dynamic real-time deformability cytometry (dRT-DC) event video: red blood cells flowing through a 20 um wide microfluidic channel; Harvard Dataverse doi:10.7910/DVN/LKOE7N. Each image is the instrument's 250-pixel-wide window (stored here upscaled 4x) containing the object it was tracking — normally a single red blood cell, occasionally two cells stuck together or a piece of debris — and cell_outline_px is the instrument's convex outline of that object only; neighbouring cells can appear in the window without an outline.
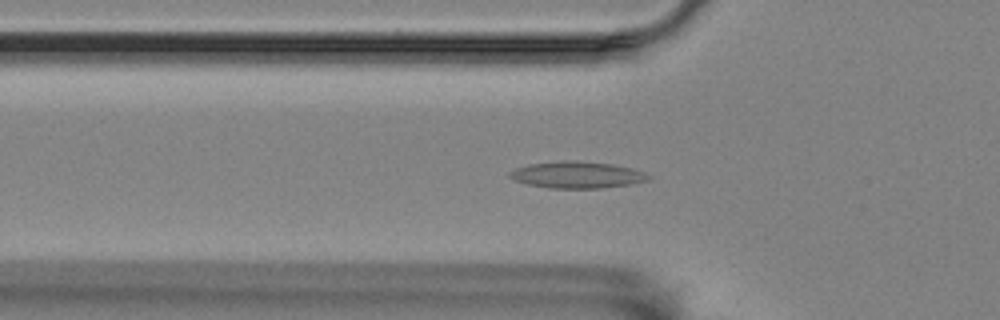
{"species": "Egyptian fruit bat (a non-hibernating species)", "species_latin": "Rousettus aegyptiacus", "temperature_condition": "room temperature", "stored_images_in_passage": 55, "camera_frame_rate_fps": 3000, "um_per_image_px": 0.085, "animal": {"sex": "female"}, "frame": {"image": 1, "passage_image": 18, "time_ms": 5.667, "image_size_px": [1000, 320], "cell_outline_px": [[652, 180], [628, 184], [600, 188], [548, 188], [528, 184], [516, 180], [508, 176], [508, 172], [516, 168], [528, 164], [564, 160], [576, 160], [612, 164], [632, 168], [644, 172], [652, 176]], "centroid_in_image_um": [49.07, 14.85], "position_along_channel_um": 76.7, "area_um2": 21.62}}
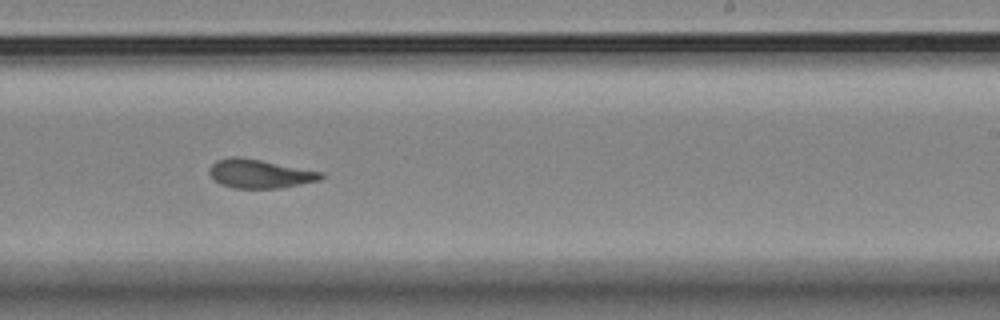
{"frame": {"image": 2, "passage_image": 34, "time_ms": 11.0, "image_size_px": [1000, 320], "cell_outline_px": [[324, 176], [320, 180], [280, 188], [236, 188], [220, 184], [208, 172], [208, 168], [216, 160], [232, 156], [240, 156], [324, 172]], "centroid_in_image_um": [22.08, 14.75], "position_along_channel_um": 266.9, "area_um2": 18.73}}
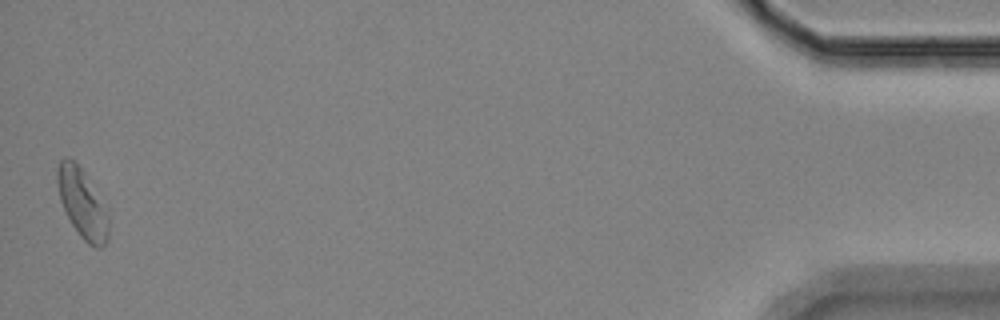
{"frame": {"image": 3, "passage_image": 55, "time_ms": 18.0, "image_size_px": [1000, 320], "cell_outline_px": [[108, 240], [100, 248], [96, 248], [88, 244], [80, 236], [72, 224], [60, 200], [56, 180], [56, 172], [60, 160], [68, 156], [84, 172], [108, 220]], "centroid_in_image_um": [6.93, 17.31], "position_along_channel_um": 428.3, "area_um2": 19.65}, "authors_computed_cell_mechanics": {"area_um2": 18.9006, "velocity_mm_per_s": 3.5509, "shape_relaxation_time_tau1_ms": null, "shape_relaxation_time_tau2_ms": 2.6963, "deformation_change_tau1": null, "deformation_change_tau2": 0.1}}